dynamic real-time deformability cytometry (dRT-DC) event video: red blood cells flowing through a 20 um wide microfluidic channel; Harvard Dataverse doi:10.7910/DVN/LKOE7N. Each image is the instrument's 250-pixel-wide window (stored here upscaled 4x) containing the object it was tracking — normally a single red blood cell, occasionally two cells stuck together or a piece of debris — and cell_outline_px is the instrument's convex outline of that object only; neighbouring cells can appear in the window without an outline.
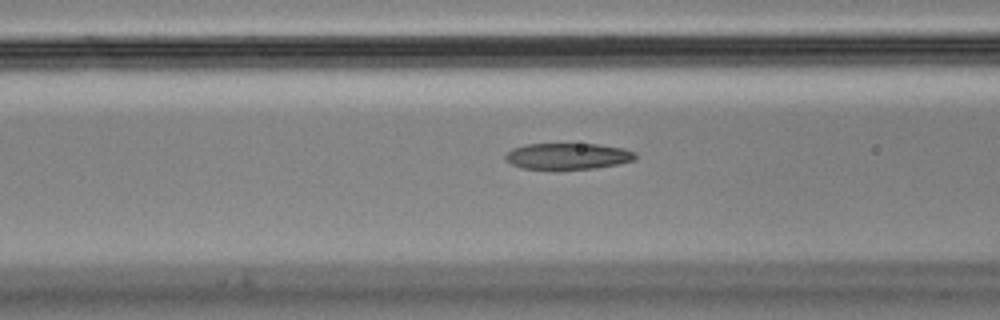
{"species": "Egyptian fruit bat (a non-hibernating species)", "species_latin": "Rousettus aegyptiacus", "temperature_condition": "cold", "stored_images_in_passage": 33, "camera_frame_rate_fps": 3000, "um_per_image_px": 0.085, "animal": {"sex": "male"}, "frame": {"image": 1, "passage_image": 14, "time_ms": 4.333, "image_size_px": [1000, 320], "cell_outline_px": [[636, 160], [620, 164], [596, 168], [560, 172], [556, 172], [524, 168], [512, 164], [504, 156], [512, 148], [528, 144], [596, 144], [624, 148], [636, 152]], "centroid_in_image_um": [48.3, 13.32], "position_along_channel_um": 118.3, "area_um2": 20.69}}
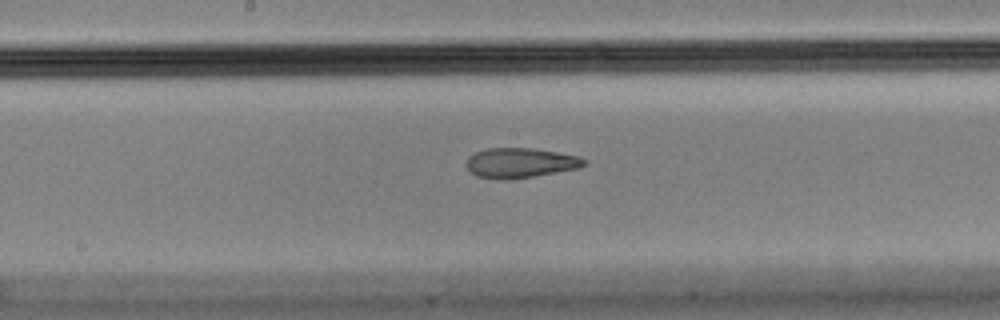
{"frame": {"image": 2, "passage_image": 21, "time_ms": 6.667, "image_size_px": [1000, 320], "cell_outline_px": [[588, 164], [580, 168], [508, 180], [504, 180], [476, 176], [464, 164], [468, 156], [476, 152], [488, 148], [532, 148], [580, 156], [588, 160]], "centroid_in_image_um": [44.24, 13.84], "position_along_channel_um": 204.0, "area_um2": 20.63}}
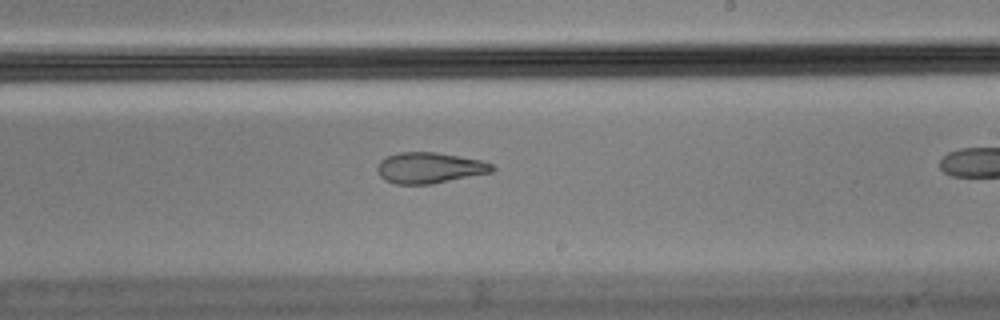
{"frame": {"image": 3, "passage_image": 25, "time_ms": 8.0, "image_size_px": [1000, 320], "cell_outline_px": [[496, 168], [492, 172], [432, 184], [396, 184], [384, 180], [380, 176], [376, 168], [380, 160], [388, 156], [400, 152], [436, 152], [480, 160], [492, 164]], "centroid_in_image_um": [36.49, 14.27], "position_along_channel_um": 252.5, "area_um2": 20.63}}